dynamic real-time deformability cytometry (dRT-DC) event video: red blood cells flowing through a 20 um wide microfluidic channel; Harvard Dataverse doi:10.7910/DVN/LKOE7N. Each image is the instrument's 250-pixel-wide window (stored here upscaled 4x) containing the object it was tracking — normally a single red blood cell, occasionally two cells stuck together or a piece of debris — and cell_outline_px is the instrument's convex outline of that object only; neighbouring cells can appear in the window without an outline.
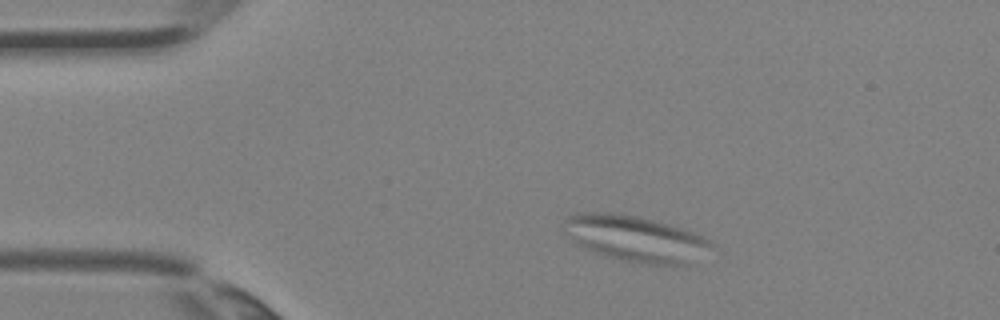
{"species": "Egyptian fruit bat (a non-hibernating species)", "species_latin": "Rousettus aegyptiacus", "temperature_condition": "room temperature", "stored_images_in_passage": 4, "camera_frame_rate_fps": 3000, "um_per_image_px": 0.085, "animal": {"sex": "female"}, "frame": {"image": 1, "passage_image": 2, "time_ms": 0.333, "image_size_px": [1000, 320], "cell_outline_px": [[712, 244], [688, 264], [652, 264], [624, 260], [588, 248], [580, 244], [564, 232], [568, 216], [576, 212], [608, 212], [636, 216], [668, 224], [692, 232], [708, 240]], "centroid_in_image_um": [53.98, 20.24], "position_along_channel_um": 31.0, "area_um2": 37.69}}